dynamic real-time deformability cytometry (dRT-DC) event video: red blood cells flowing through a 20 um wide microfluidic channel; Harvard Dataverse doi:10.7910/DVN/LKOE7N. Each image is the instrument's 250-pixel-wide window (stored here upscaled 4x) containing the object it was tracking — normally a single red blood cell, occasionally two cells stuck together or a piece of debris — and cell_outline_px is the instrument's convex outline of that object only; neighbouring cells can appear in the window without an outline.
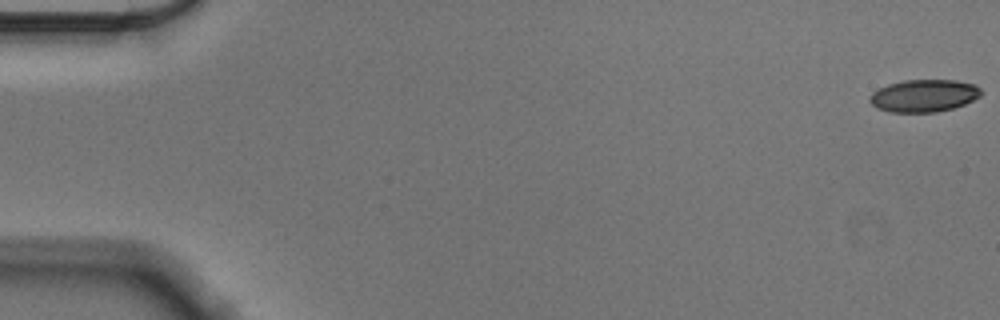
{"species": "Egyptian fruit bat (a non-hibernating species)", "species_latin": "Rousettus aegyptiacus", "temperature_condition": "cold", "stored_images_in_passage": 57, "camera_frame_rate_fps": 3000, "um_per_image_px": 0.085, "animal": {"sex": "male"}, "frame": {"image": 1, "passage_image": 1, "time_ms": 0.0, "image_size_px": [1000, 320], "cell_outline_px": [[980, 96], [964, 104], [952, 108], [936, 112], [888, 112], [876, 108], [868, 100], [872, 92], [888, 84], [904, 80], [956, 80], [976, 84], [980, 88]], "centroid_in_image_um": [78.51, 8.13], "position_along_channel_um": 6.5, "area_um2": 21.04}}
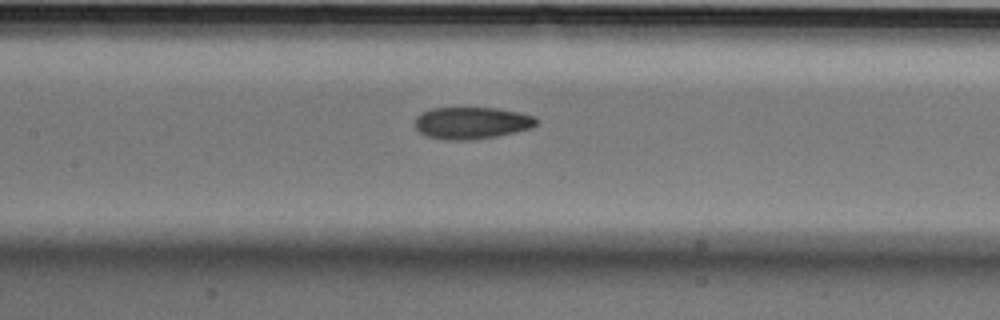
{"frame": {"image": 2, "passage_image": 27, "time_ms": 8.667, "image_size_px": [1000, 320], "cell_outline_px": [[540, 120], [532, 128], [496, 136], [468, 140], [448, 140], [428, 136], [420, 132], [416, 128], [416, 116], [420, 112], [432, 108], [496, 108], [520, 112], [536, 116]], "centroid_in_image_um": [40.13, 10.44], "position_along_channel_um": 167.3, "area_um2": 22.66}}
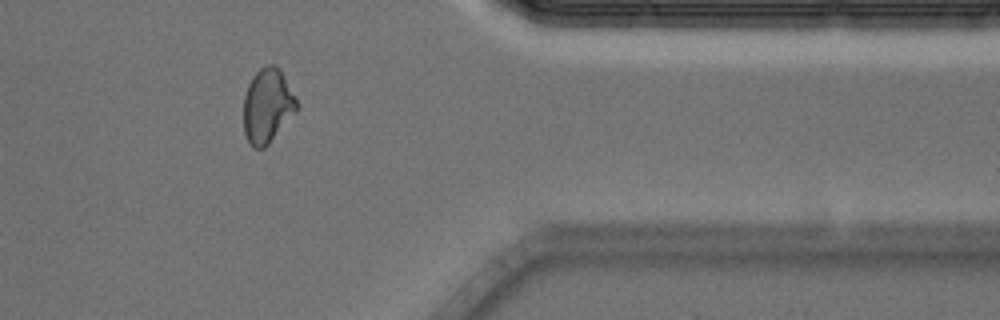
{"frame": {"image": 3, "passage_image": 47, "time_ms": 15.333, "image_size_px": [1000, 320], "cell_outline_px": [[296, 108], [268, 144], [264, 148], [252, 148], [244, 132], [244, 96], [248, 84], [252, 76], [264, 64], [276, 64], [280, 68], [296, 96]], "centroid_in_image_um": [22.7, 8.93], "position_along_channel_um": 388.7, "area_um2": 22.72}, "authors_computed_cell_mechanics": {"area_um2": 22.542, "velocity_mm_per_s": 3.5666, "shape_relaxation_time_tau1_ms": 8.5317, "shape_relaxation_time_tau2_ms": 1.804, "deformation_change_tau1": 0.1728, "deformation_change_tau2": 0.0658}}